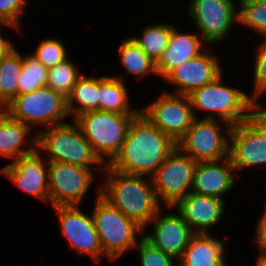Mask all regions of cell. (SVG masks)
I'll use <instances>...</instances> for the list:
<instances>
[{"mask_svg": "<svg viewBox=\"0 0 266 266\" xmlns=\"http://www.w3.org/2000/svg\"><path fill=\"white\" fill-rule=\"evenodd\" d=\"M176 147L171 137L139 113L131 121L121 150L108 166L121 173L151 178Z\"/></svg>", "mask_w": 266, "mask_h": 266, "instance_id": "obj_1", "label": "cell"}, {"mask_svg": "<svg viewBox=\"0 0 266 266\" xmlns=\"http://www.w3.org/2000/svg\"><path fill=\"white\" fill-rule=\"evenodd\" d=\"M100 196L143 230L161 209L152 180L105 166Z\"/></svg>", "mask_w": 266, "mask_h": 266, "instance_id": "obj_2", "label": "cell"}, {"mask_svg": "<svg viewBox=\"0 0 266 266\" xmlns=\"http://www.w3.org/2000/svg\"><path fill=\"white\" fill-rule=\"evenodd\" d=\"M222 75L188 96L195 118L198 109L208 113L204 118L217 119L218 115L224 126H234L252 117L257 102L241 89L224 85Z\"/></svg>", "mask_w": 266, "mask_h": 266, "instance_id": "obj_3", "label": "cell"}, {"mask_svg": "<svg viewBox=\"0 0 266 266\" xmlns=\"http://www.w3.org/2000/svg\"><path fill=\"white\" fill-rule=\"evenodd\" d=\"M37 134V150L48 153L47 161L93 168L100 167L101 173L105 164L93 151L91 144L74 122L46 127ZM98 164V165H97Z\"/></svg>", "mask_w": 266, "mask_h": 266, "instance_id": "obj_4", "label": "cell"}, {"mask_svg": "<svg viewBox=\"0 0 266 266\" xmlns=\"http://www.w3.org/2000/svg\"><path fill=\"white\" fill-rule=\"evenodd\" d=\"M137 115L95 110L73 119L96 155L108 165L121 150L131 121Z\"/></svg>", "mask_w": 266, "mask_h": 266, "instance_id": "obj_5", "label": "cell"}, {"mask_svg": "<svg viewBox=\"0 0 266 266\" xmlns=\"http://www.w3.org/2000/svg\"><path fill=\"white\" fill-rule=\"evenodd\" d=\"M96 191L98 195L91 215L103 254L114 261L126 251L135 249L139 241L137 233L142 234L145 230L103 199L100 196V187Z\"/></svg>", "mask_w": 266, "mask_h": 266, "instance_id": "obj_6", "label": "cell"}, {"mask_svg": "<svg viewBox=\"0 0 266 266\" xmlns=\"http://www.w3.org/2000/svg\"><path fill=\"white\" fill-rule=\"evenodd\" d=\"M3 110L31 127L60 125L69 116L67 99L48 86L17 95Z\"/></svg>", "mask_w": 266, "mask_h": 266, "instance_id": "obj_7", "label": "cell"}, {"mask_svg": "<svg viewBox=\"0 0 266 266\" xmlns=\"http://www.w3.org/2000/svg\"><path fill=\"white\" fill-rule=\"evenodd\" d=\"M219 122L215 118H195L177 146L197 163L216 162L228 158L233 126L226 125L224 128Z\"/></svg>", "mask_w": 266, "mask_h": 266, "instance_id": "obj_8", "label": "cell"}, {"mask_svg": "<svg viewBox=\"0 0 266 266\" xmlns=\"http://www.w3.org/2000/svg\"><path fill=\"white\" fill-rule=\"evenodd\" d=\"M196 164L177 146L151 177L158 201H164L165 208L172 209L191 193Z\"/></svg>", "mask_w": 266, "mask_h": 266, "instance_id": "obj_9", "label": "cell"}, {"mask_svg": "<svg viewBox=\"0 0 266 266\" xmlns=\"http://www.w3.org/2000/svg\"><path fill=\"white\" fill-rule=\"evenodd\" d=\"M140 113L176 143L195 120L189 96L164 91Z\"/></svg>", "mask_w": 266, "mask_h": 266, "instance_id": "obj_10", "label": "cell"}, {"mask_svg": "<svg viewBox=\"0 0 266 266\" xmlns=\"http://www.w3.org/2000/svg\"><path fill=\"white\" fill-rule=\"evenodd\" d=\"M94 169L48 161L49 203L55 206L80 205L95 179Z\"/></svg>", "mask_w": 266, "mask_h": 266, "instance_id": "obj_11", "label": "cell"}, {"mask_svg": "<svg viewBox=\"0 0 266 266\" xmlns=\"http://www.w3.org/2000/svg\"><path fill=\"white\" fill-rule=\"evenodd\" d=\"M236 0H192L188 14L201 32L204 43L214 44L223 40L239 24V2ZM233 26V27H232Z\"/></svg>", "mask_w": 266, "mask_h": 266, "instance_id": "obj_12", "label": "cell"}, {"mask_svg": "<svg viewBox=\"0 0 266 266\" xmlns=\"http://www.w3.org/2000/svg\"><path fill=\"white\" fill-rule=\"evenodd\" d=\"M81 205L55 206L58 215L61 234L69 242L73 250L89 255L99 263L105 255L100 244L99 235L95 229L92 215L82 212Z\"/></svg>", "mask_w": 266, "mask_h": 266, "instance_id": "obj_13", "label": "cell"}, {"mask_svg": "<svg viewBox=\"0 0 266 266\" xmlns=\"http://www.w3.org/2000/svg\"><path fill=\"white\" fill-rule=\"evenodd\" d=\"M229 158L235 171L266 165V130L253 118L232 127Z\"/></svg>", "mask_w": 266, "mask_h": 266, "instance_id": "obj_14", "label": "cell"}, {"mask_svg": "<svg viewBox=\"0 0 266 266\" xmlns=\"http://www.w3.org/2000/svg\"><path fill=\"white\" fill-rule=\"evenodd\" d=\"M36 152L22 156L4 166L0 173L16 187L39 200L49 202L48 161Z\"/></svg>", "mask_w": 266, "mask_h": 266, "instance_id": "obj_15", "label": "cell"}, {"mask_svg": "<svg viewBox=\"0 0 266 266\" xmlns=\"http://www.w3.org/2000/svg\"><path fill=\"white\" fill-rule=\"evenodd\" d=\"M161 213L160 209L150 221L154 223L152 234H143V236L163 253L175 258L178 265V261L195 233L179 212L178 214H164V216L163 214L161 216Z\"/></svg>", "mask_w": 266, "mask_h": 266, "instance_id": "obj_16", "label": "cell"}, {"mask_svg": "<svg viewBox=\"0 0 266 266\" xmlns=\"http://www.w3.org/2000/svg\"><path fill=\"white\" fill-rule=\"evenodd\" d=\"M207 52H202L197 57L182 63L163 78L174 87L176 85L174 94L188 96L194 90L213 82L223 73L217 56Z\"/></svg>", "mask_w": 266, "mask_h": 266, "instance_id": "obj_17", "label": "cell"}, {"mask_svg": "<svg viewBox=\"0 0 266 266\" xmlns=\"http://www.w3.org/2000/svg\"><path fill=\"white\" fill-rule=\"evenodd\" d=\"M173 208L178 210L195 234H209V229L222 220L225 200L191 192Z\"/></svg>", "mask_w": 266, "mask_h": 266, "instance_id": "obj_18", "label": "cell"}, {"mask_svg": "<svg viewBox=\"0 0 266 266\" xmlns=\"http://www.w3.org/2000/svg\"><path fill=\"white\" fill-rule=\"evenodd\" d=\"M234 174L229 157L216 162H199L194 170L191 192L224 200L222 196L231 192L236 183Z\"/></svg>", "mask_w": 266, "mask_h": 266, "instance_id": "obj_19", "label": "cell"}, {"mask_svg": "<svg viewBox=\"0 0 266 266\" xmlns=\"http://www.w3.org/2000/svg\"><path fill=\"white\" fill-rule=\"evenodd\" d=\"M197 34L182 33L174 26L167 48L155 62L159 77H166L173 69L202 53L204 40Z\"/></svg>", "mask_w": 266, "mask_h": 266, "instance_id": "obj_20", "label": "cell"}, {"mask_svg": "<svg viewBox=\"0 0 266 266\" xmlns=\"http://www.w3.org/2000/svg\"><path fill=\"white\" fill-rule=\"evenodd\" d=\"M31 126L12 118L6 111L0 109V155L16 160L22 156L37 151V135L27 141ZM29 145L25 150L24 146Z\"/></svg>", "mask_w": 266, "mask_h": 266, "instance_id": "obj_21", "label": "cell"}, {"mask_svg": "<svg viewBox=\"0 0 266 266\" xmlns=\"http://www.w3.org/2000/svg\"><path fill=\"white\" fill-rule=\"evenodd\" d=\"M224 240L209 234H195L178 266H226Z\"/></svg>", "mask_w": 266, "mask_h": 266, "instance_id": "obj_22", "label": "cell"}, {"mask_svg": "<svg viewBox=\"0 0 266 266\" xmlns=\"http://www.w3.org/2000/svg\"><path fill=\"white\" fill-rule=\"evenodd\" d=\"M122 76L99 77L98 110L120 114H139L131 107L129 92Z\"/></svg>", "mask_w": 266, "mask_h": 266, "instance_id": "obj_23", "label": "cell"}, {"mask_svg": "<svg viewBox=\"0 0 266 266\" xmlns=\"http://www.w3.org/2000/svg\"><path fill=\"white\" fill-rule=\"evenodd\" d=\"M99 77L82 74L67 98L69 116L74 118L84 112L98 110ZM78 103V104H77Z\"/></svg>", "mask_w": 266, "mask_h": 266, "instance_id": "obj_24", "label": "cell"}, {"mask_svg": "<svg viewBox=\"0 0 266 266\" xmlns=\"http://www.w3.org/2000/svg\"><path fill=\"white\" fill-rule=\"evenodd\" d=\"M118 48L120 62L127 73L141 79L149 73L158 74L155 61L130 36Z\"/></svg>", "mask_w": 266, "mask_h": 266, "instance_id": "obj_25", "label": "cell"}, {"mask_svg": "<svg viewBox=\"0 0 266 266\" xmlns=\"http://www.w3.org/2000/svg\"><path fill=\"white\" fill-rule=\"evenodd\" d=\"M22 66V54L17 48L0 60V109L18 95L17 81Z\"/></svg>", "mask_w": 266, "mask_h": 266, "instance_id": "obj_26", "label": "cell"}, {"mask_svg": "<svg viewBox=\"0 0 266 266\" xmlns=\"http://www.w3.org/2000/svg\"><path fill=\"white\" fill-rule=\"evenodd\" d=\"M175 24H151L145 26L141 36H131L145 53L155 62L167 48Z\"/></svg>", "mask_w": 266, "mask_h": 266, "instance_id": "obj_27", "label": "cell"}, {"mask_svg": "<svg viewBox=\"0 0 266 266\" xmlns=\"http://www.w3.org/2000/svg\"><path fill=\"white\" fill-rule=\"evenodd\" d=\"M23 66L18 77V95L33 92L45 87L49 69L33 55H22Z\"/></svg>", "mask_w": 266, "mask_h": 266, "instance_id": "obj_28", "label": "cell"}, {"mask_svg": "<svg viewBox=\"0 0 266 266\" xmlns=\"http://www.w3.org/2000/svg\"><path fill=\"white\" fill-rule=\"evenodd\" d=\"M66 59L55 67L49 69L47 85L56 93L67 99L75 86L78 78L82 75L78 67Z\"/></svg>", "mask_w": 266, "mask_h": 266, "instance_id": "obj_29", "label": "cell"}, {"mask_svg": "<svg viewBox=\"0 0 266 266\" xmlns=\"http://www.w3.org/2000/svg\"><path fill=\"white\" fill-rule=\"evenodd\" d=\"M239 23L266 37V3L238 1Z\"/></svg>", "mask_w": 266, "mask_h": 266, "instance_id": "obj_30", "label": "cell"}, {"mask_svg": "<svg viewBox=\"0 0 266 266\" xmlns=\"http://www.w3.org/2000/svg\"><path fill=\"white\" fill-rule=\"evenodd\" d=\"M32 55L48 69L68 59L64 44L54 38L41 41Z\"/></svg>", "mask_w": 266, "mask_h": 266, "instance_id": "obj_31", "label": "cell"}, {"mask_svg": "<svg viewBox=\"0 0 266 266\" xmlns=\"http://www.w3.org/2000/svg\"><path fill=\"white\" fill-rule=\"evenodd\" d=\"M138 257L141 266H174L175 258L166 255L144 236L137 243ZM174 263V264H173Z\"/></svg>", "mask_w": 266, "mask_h": 266, "instance_id": "obj_32", "label": "cell"}, {"mask_svg": "<svg viewBox=\"0 0 266 266\" xmlns=\"http://www.w3.org/2000/svg\"><path fill=\"white\" fill-rule=\"evenodd\" d=\"M259 47L256 51L254 65V89L251 97L259 103L258 98L266 93V37H262Z\"/></svg>", "mask_w": 266, "mask_h": 266, "instance_id": "obj_33", "label": "cell"}, {"mask_svg": "<svg viewBox=\"0 0 266 266\" xmlns=\"http://www.w3.org/2000/svg\"><path fill=\"white\" fill-rule=\"evenodd\" d=\"M26 4L25 0H0V21L19 27Z\"/></svg>", "mask_w": 266, "mask_h": 266, "instance_id": "obj_34", "label": "cell"}, {"mask_svg": "<svg viewBox=\"0 0 266 266\" xmlns=\"http://www.w3.org/2000/svg\"><path fill=\"white\" fill-rule=\"evenodd\" d=\"M256 236L254 238L255 245L261 253L266 254V206L264 208L262 216L259 218Z\"/></svg>", "mask_w": 266, "mask_h": 266, "instance_id": "obj_35", "label": "cell"}, {"mask_svg": "<svg viewBox=\"0 0 266 266\" xmlns=\"http://www.w3.org/2000/svg\"><path fill=\"white\" fill-rule=\"evenodd\" d=\"M6 25V26H9V27H12V28H19L13 24H10V23H6V22H2L0 24V60L9 55L14 49H16V47L14 46V44H12V42L10 40H7L6 38H4L2 36V31H3V27Z\"/></svg>", "mask_w": 266, "mask_h": 266, "instance_id": "obj_36", "label": "cell"}, {"mask_svg": "<svg viewBox=\"0 0 266 266\" xmlns=\"http://www.w3.org/2000/svg\"><path fill=\"white\" fill-rule=\"evenodd\" d=\"M257 103L252 117L266 130V107L263 108L262 105Z\"/></svg>", "mask_w": 266, "mask_h": 266, "instance_id": "obj_37", "label": "cell"}, {"mask_svg": "<svg viewBox=\"0 0 266 266\" xmlns=\"http://www.w3.org/2000/svg\"><path fill=\"white\" fill-rule=\"evenodd\" d=\"M260 254L256 261V266H266V254H263V253H260Z\"/></svg>", "mask_w": 266, "mask_h": 266, "instance_id": "obj_38", "label": "cell"}, {"mask_svg": "<svg viewBox=\"0 0 266 266\" xmlns=\"http://www.w3.org/2000/svg\"><path fill=\"white\" fill-rule=\"evenodd\" d=\"M238 1H249V2H256V3H266V0H238Z\"/></svg>", "mask_w": 266, "mask_h": 266, "instance_id": "obj_39", "label": "cell"}]
</instances>
